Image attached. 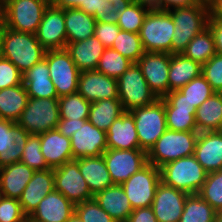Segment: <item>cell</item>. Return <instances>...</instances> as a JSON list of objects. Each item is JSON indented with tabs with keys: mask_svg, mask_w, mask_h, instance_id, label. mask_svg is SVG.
<instances>
[{
	"mask_svg": "<svg viewBox=\"0 0 222 222\" xmlns=\"http://www.w3.org/2000/svg\"><path fill=\"white\" fill-rule=\"evenodd\" d=\"M218 0H198V3L203 6L206 7L207 9H211L212 6L217 2Z\"/></svg>",
	"mask_w": 222,
	"mask_h": 222,
	"instance_id": "obj_60",
	"label": "cell"
},
{
	"mask_svg": "<svg viewBox=\"0 0 222 222\" xmlns=\"http://www.w3.org/2000/svg\"><path fill=\"white\" fill-rule=\"evenodd\" d=\"M66 222H83L82 219L74 212V214Z\"/></svg>",
	"mask_w": 222,
	"mask_h": 222,
	"instance_id": "obj_61",
	"label": "cell"
},
{
	"mask_svg": "<svg viewBox=\"0 0 222 222\" xmlns=\"http://www.w3.org/2000/svg\"><path fill=\"white\" fill-rule=\"evenodd\" d=\"M198 134L167 129L147 153V162L160 169L169 162L194 155Z\"/></svg>",
	"mask_w": 222,
	"mask_h": 222,
	"instance_id": "obj_2",
	"label": "cell"
},
{
	"mask_svg": "<svg viewBox=\"0 0 222 222\" xmlns=\"http://www.w3.org/2000/svg\"><path fill=\"white\" fill-rule=\"evenodd\" d=\"M28 101L24 84L0 90V118L17 123Z\"/></svg>",
	"mask_w": 222,
	"mask_h": 222,
	"instance_id": "obj_32",
	"label": "cell"
},
{
	"mask_svg": "<svg viewBox=\"0 0 222 222\" xmlns=\"http://www.w3.org/2000/svg\"><path fill=\"white\" fill-rule=\"evenodd\" d=\"M168 12L175 25L172 54H181L193 37L207 28L209 9L195 4L189 7H176Z\"/></svg>",
	"mask_w": 222,
	"mask_h": 222,
	"instance_id": "obj_3",
	"label": "cell"
},
{
	"mask_svg": "<svg viewBox=\"0 0 222 222\" xmlns=\"http://www.w3.org/2000/svg\"><path fill=\"white\" fill-rule=\"evenodd\" d=\"M19 199L0 197V222H26Z\"/></svg>",
	"mask_w": 222,
	"mask_h": 222,
	"instance_id": "obj_47",
	"label": "cell"
},
{
	"mask_svg": "<svg viewBox=\"0 0 222 222\" xmlns=\"http://www.w3.org/2000/svg\"><path fill=\"white\" fill-rule=\"evenodd\" d=\"M35 35L38 42L46 51L65 49L67 34L64 9L50 4L44 11L42 21Z\"/></svg>",
	"mask_w": 222,
	"mask_h": 222,
	"instance_id": "obj_15",
	"label": "cell"
},
{
	"mask_svg": "<svg viewBox=\"0 0 222 222\" xmlns=\"http://www.w3.org/2000/svg\"><path fill=\"white\" fill-rule=\"evenodd\" d=\"M26 222H38V221H34V220L30 219L29 217H27Z\"/></svg>",
	"mask_w": 222,
	"mask_h": 222,
	"instance_id": "obj_65",
	"label": "cell"
},
{
	"mask_svg": "<svg viewBox=\"0 0 222 222\" xmlns=\"http://www.w3.org/2000/svg\"><path fill=\"white\" fill-rule=\"evenodd\" d=\"M181 54L200 65H204L216 54L214 38L210 29L207 27L201 33L193 37Z\"/></svg>",
	"mask_w": 222,
	"mask_h": 222,
	"instance_id": "obj_36",
	"label": "cell"
},
{
	"mask_svg": "<svg viewBox=\"0 0 222 222\" xmlns=\"http://www.w3.org/2000/svg\"><path fill=\"white\" fill-rule=\"evenodd\" d=\"M23 84L31 98H59L50 79L46 58L33 65L23 75Z\"/></svg>",
	"mask_w": 222,
	"mask_h": 222,
	"instance_id": "obj_28",
	"label": "cell"
},
{
	"mask_svg": "<svg viewBox=\"0 0 222 222\" xmlns=\"http://www.w3.org/2000/svg\"><path fill=\"white\" fill-rule=\"evenodd\" d=\"M60 120L58 98H31L17 124L30 135L56 129Z\"/></svg>",
	"mask_w": 222,
	"mask_h": 222,
	"instance_id": "obj_7",
	"label": "cell"
},
{
	"mask_svg": "<svg viewBox=\"0 0 222 222\" xmlns=\"http://www.w3.org/2000/svg\"><path fill=\"white\" fill-rule=\"evenodd\" d=\"M93 198L117 222H126L133 211L121 184L111 185L96 193Z\"/></svg>",
	"mask_w": 222,
	"mask_h": 222,
	"instance_id": "obj_27",
	"label": "cell"
},
{
	"mask_svg": "<svg viewBox=\"0 0 222 222\" xmlns=\"http://www.w3.org/2000/svg\"><path fill=\"white\" fill-rule=\"evenodd\" d=\"M107 148L118 150L140 149L134 117L124 112L106 132Z\"/></svg>",
	"mask_w": 222,
	"mask_h": 222,
	"instance_id": "obj_24",
	"label": "cell"
},
{
	"mask_svg": "<svg viewBox=\"0 0 222 222\" xmlns=\"http://www.w3.org/2000/svg\"><path fill=\"white\" fill-rule=\"evenodd\" d=\"M54 189L53 168L35 171L19 198L23 213L29 217L35 211L40 201Z\"/></svg>",
	"mask_w": 222,
	"mask_h": 222,
	"instance_id": "obj_22",
	"label": "cell"
},
{
	"mask_svg": "<svg viewBox=\"0 0 222 222\" xmlns=\"http://www.w3.org/2000/svg\"><path fill=\"white\" fill-rule=\"evenodd\" d=\"M174 22L165 10L151 8L139 31L145 52H164L172 54Z\"/></svg>",
	"mask_w": 222,
	"mask_h": 222,
	"instance_id": "obj_5",
	"label": "cell"
},
{
	"mask_svg": "<svg viewBox=\"0 0 222 222\" xmlns=\"http://www.w3.org/2000/svg\"><path fill=\"white\" fill-rule=\"evenodd\" d=\"M167 128L174 131H197L196 109L165 108Z\"/></svg>",
	"mask_w": 222,
	"mask_h": 222,
	"instance_id": "obj_41",
	"label": "cell"
},
{
	"mask_svg": "<svg viewBox=\"0 0 222 222\" xmlns=\"http://www.w3.org/2000/svg\"><path fill=\"white\" fill-rule=\"evenodd\" d=\"M137 64L149 88L158 98H162L169 93L170 53L145 52Z\"/></svg>",
	"mask_w": 222,
	"mask_h": 222,
	"instance_id": "obj_14",
	"label": "cell"
},
{
	"mask_svg": "<svg viewBox=\"0 0 222 222\" xmlns=\"http://www.w3.org/2000/svg\"><path fill=\"white\" fill-rule=\"evenodd\" d=\"M120 27L112 23L96 22L94 36L106 47L111 48Z\"/></svg>",
	"mask_w": 222,
	"mask_h": 222,
	"instance_id": "obj_50",
	"label": "cell"
},
{
	"mask_svg": "<svg viewBox=\"0 0 222 222\" xmlns=\"http://www.w3.org/2000/svg\"><path fill=\"white\" fill-rule=\"evenodd\" d=\"M29 135L17 123L0 119V168L20 162Z\"/></svg>",
	"mask_w": 222,
	"mask_h": 222,
	"instance_id": "obj_19",
	"label": "cell"
},
{
	"mask_svg": "<svg viewBox=\"0 0 222 222\" xmlns=\"http://www.w3.org/2000/svg\"><path fill=\"white\" fill-rule=\"evenodd\" d=\"M178 91L181 92L185 96V99L196 108L215 93V91L211 88V85L202 75L192 79Z\"/></svg>",
	"mask_w": 222,
	"mask_h": 222,
	"instance_id": "obj_43",
	"label": "cell"
},
{
	"mask_svg": "<svg viewBox=\"0 0 222 222\" xmlns=\"http://www.w3.org/2000/svg\"><path fill=\"white\" fill-rule=\"evenodd\" d=\"M75 212V205L57 190L48 193L29 216L38 222H66Z\"/></svg>",
	"mask_w": 222,
	"mask_h": 222,
	"instance_id": "obj_20",
	"label": "cell"
},
{
	"mask_svg": "<svg viewBox=\"0 0 222 222\" xmlns=\"http://www.w3.org/2000/svg\"><path fill=\"white\" fill-rule=\"evenodd\" d=\"M197 194L216 211L222 209V170L208 173Z\"/></svg>",
	"mask_w": 222,
	"mask_h": 222,
	"instance_id": "obj_42",
	"label": "cell"
},
{
	"mask_svg": "<svg viewBox=\"0 0 222 222\" xmlns=\"http://www.w3.org/2000/svg\"><path fill=\"white\" fill-rule=\"evenodd\" d=\"M86 120L88 119H60L57 125V130L67 138H71L79 126L84 124Z\"/></svg>",
	"mask_w": 222,
	"mask_h": 222,
	"instance_id": "obj_53",
	"label": "cell"
},
{
	"mask_svg": "<svg viewBox=\"0 0 222 222\" xmlns=\"http://www.w3.org/2000/svg\"><path fill=\"white\" fill-rule=\"evenodd\" d=\"M70 144L73 160L101 156L107 149L106 132L86 120L71 136Z\"/></svg>",
	"mask_w": 222,
	"mask_h": 222,
	"instance_id": "obj_16",
	"label": "cell"
},
{
	"mask_svg": "<svg viewBox=\"0 0 222 222\" xmlns=\"http://www.w3.org/2000/svg\"><path fill=\"white\" fill-rule=\"evenodd\" d=\"M55 190L63 194L74 205L93 199V194L79 171V164L69 161L53 169Z\"/></svg>",
	"mask_w": 222,
	"mask_h": 222,
	"instance_id": "obj_12",
	"label": "cell"
},
{
	"mask_svg": "<svg viewBox=\"0 0 222 222\" xmlns=\"http://www.w3.org/2000/svg\"><path fill=\"white\" fill-rule=\"evenodd\" d=\"M80 72L96 70L106 47L95 37L67 43L65 48Z\"/></svg>",
	"mask_w": 222,
	"mask_h": 222,
	"instance_id": "obj_26",
	"label": "cell"
},
{
	"mask_svg": "<svg viewBox=\"0 0 222 222\" xmlns=\"http://www.w3.org/2000/svg\"><path fill=\"white\" fill-rule=\"evenodd\" d=\"M189 195L160 182L151 206L157 222H179Z\"/></svg>",
	"mask_w": 222,
	"mask_h": 222,
	"instance_id": "obj_17",
	"label": "cell"
},
{
	"mask_svg": "<svg viewBox=\"0 0 222 222\" xmlns=\"http://www.w3.org/2000/svg\"><path fill=\"white\" fill-rule=\"evenodd\" d=\"M50 0H5V27L35 34Z\"/></svg>",
	"mask_w": 222,
	"mask_h": 222,
	"instance_id": "obj_9",
	"label": "cell"
},
{
	"mask_svg": "<svg viewBox=\"0 0 222 222\" xmlns=\"http://www.w3.org/2000/svg\"><path fill=\"white\" fill-rule=\"evenodd\" d=\"M5 0H0V29L5 27Z\"/></svg>",
	"mask_w": 222,
	"mask_h": 222,
	"instance_id": "obj_59",
	"label": "cell"
},
{
	"mask_svg": "<svg viewBox=\"0 0 222 222\" xmlns=\"http://www.w3.org/2000/svg\"><path fill=\"white\" fill-rule=\"evenodd\" d=\"M124 112L119 99H104L91 102L88 120L99 130L107 132L111 124Z\"/></svg>",
	"mask_w": 222,
	"mask_h": 222,
	"instance_id": "obj_34",
	"label": "cell"
},
{
	"mask_svg": "<svg viewBox=\"0 0 222 222\" xmlns=\"http://www.w3.org/2000/svg\"><path fill=\"white\" fill-rule=\"evenodd\" d=\"M34 173L35 170L22 162L0 168L1 196L19 199Z\"/></svg>",
	"mask_w": 222,
	"mask_h": 222,
	"instance_id": "obj_25",
	"label": "cell"
},
{
	"mask_svg": "<svg viewBox=\"0 0 222 222\" xmlns=\"http://www.w3.org/2000/svg\"><path fill=\"white\" fill-rule=\"evenodd\" d=\"M216 222H222V209L216 211Z\"/></svg>",
	"mask_w": 222,
	"mask_h": 222,
	"instance_id": "obj_63",
	"label": "cell"
},
{
	"mask_svg": "<svg viewBox=\"0 0 222 222\" xmlns=\"http://www.w3.org/2000/svg\"><path fill=\"white\" fill-rule=\"evenodd\" d=\"M160 173L161 182L188 194H197L208 174L194 155L165 164Z\"/></svg>",
	"mask_w": 222,
	"mask_h": 222,
	"instance_id": "obj_4",
	"label": "cell"
},
{
	"mask_svg": "<svg viewBox=\"0 0 222 222\" xmlns=\"http://www.w3.org/2000/svg\"><path fill=\"white\" fill-rule=\"evenodd\" d=\"M102 0H80V6L77 9L94 16L101 14Z\"/></svg>",
	"mask_w": 222,
	"mask_h": 222,
	"instance_id": "obj_56",
	"label": "cell"
},
{
	"mask_svg": "<svg viewBox=\"0 0 222 222\" xmlns=\"http://www.w3.org/2000/svg\"><path fill=\"white\" fill-rule=\"evenodd\" d=\"M50 4L61 9L78 8L80 0H50Z\"/></svg>",
	"mask_w": 222,
	"mask_h": 222,
	"instance_id": "obj_57",
	"label": "cell"
},
{
	"mask_svg": "<svg viewBox=\"0 0 222 222\" xmlns=\"http://www.w3.org/2000/svg\"><path fill=\"white\" fill-rule=\"evenodd\" d=\"M151 8V6L135 0H126L119 11L117 25L123 31L139 33L144 18Z\"/></svg>",
	"mask_w": 222,
	"mask_h": 222,
	"instance_id": "obj_35",
	"label": "cell"
},
{
	"mask_svg": "<svg viewBox=\"0 0 222 222\" xmlns=\"http://www.w3.org/2000/svg\"><path fill=\"white\" fill-rule=\"evenodd\" d=\"M164 100L165 108H184V109H197L189 101L185 99V96L178 90H174L162 97Z\"/></svg>",
	"mask_w": 222,
	"mask_h": 222,
	"instance_id": "obj_51",
	"label": "cell"
},
{
	"mask_svg": "<svg viewBox=\"0 0 222 222\" xmlns=\"http://www.w3.org/2000/svg\"><path fill=\"white\" fill-rule=\"evenodd\" d=\"M75 213L83 222H117L98 205L94 198L76 204Z\"/></svg>",
	"mask_w": 222,
	"mask_h": 222,
	"instance_id": "obj_45",
	"label": "cell"
},
{
	"mask_svg": "<svg viewBox=\"0 0 222 222\" xmlns=\"http://www.w3.org/2000/svg\"><path fill=\"white\" fill-rule=\"evenodd\" d=\"M118 95L126 112L148 106L158 97L149 88L146 79L137 63L132 65L117 79Z\"/></svg>",
	"mask_w": 222,
	"mask_h": 222,
	"instance_id": "obj_8",
	"label": "cell"
},
{
	"mask_svg": "<svg viewBox=\"0 0 222 222\" xmlns=\"http://www.w3.org/2000/svg\"><path fill=\"white\" fill-rule=\"evenodd\" d=\"M75 161L79 164V171L93 195L114 185L103 155L83 157Z\"/></svg>",
	"mask_w": 222,
	"mask_h": 222,
	"instance_id": "obj_29",
	"label": "cell"
},
{
	"mask_svg": "<svg viewBox=\"0 0 222 222\" xmlns=\"http://www.w3.org/2000/svg\"><path fill=\"white\" fill-rule=\"evenodd\" d=\"M52 80L58 97L78 91L80 71L66 49L50 50L45 53Z\"/></svg>",
	"mask_w": 222,
	"mask_h": 222,
	"instance_id": "obj_11",
	"label": "cell"
},
{
	"mask_svg": "<svg viewBox=\"0 0 222 222\" xmlns=\"http://www.w3.org/2000/svg\"><path fill=\"white\" fill-rule=\"evenodd\" d=\"M111 49L118 51L122 56L133 63H137L145 53L139 33L120 30Z\"/></svg>",
	"mask_w": 222,
	"mask_h": 222,
	"instance_id": "obj_39",
	"label": "cell"
},
{
	"mask_svg": "<svg viewBox=\"0 0 222 222\" xmlns=\"http://www.w3.org/2000/svg\"><path fill=\"white\" fill-rule=\"evenodd\" d=\"M202 65L182 54H170L169 92L179 90L201 75Z\"/></svg>",
	"mask_w": 222,
	"mask_h": 222,
	"instance_id": "obj_30",
	"label": "cell"
},
{
	"mask_svg": "<svg viewBox=\"0 0 222 222\" xmlns=\"http://www.w3.org/2000/svg\"><path fill=\"white\" fill-rule=\"evenodd\" d=\"M207 27L213 35L216 54L222 55V18H209Z\"/></svg>",
	"mask_w": 222,
	"mask_h": 222,
	"instance_id": "obj_52",
	"label": "cell"
},
{
	"mask_svg": "<svg viewBox=\"0 0 222 222\" xmlns=\"http://www.w3.org/2000/svg\"><path fill=\"white\" fill-rule=\"evenodd\" d=\"M132 63V61L122 56L118 51L106 48L98 62L96 71L111 78L118 79Z\"/></svg>",
	"mask_w": 222,
	"mask_h": 222,
	"instance_id": "obj_40",
	"label": "cell"
},
{
	"mask_svg": "<svg viewBox=\"0 0 222 222\" xmlns=\"http://www.w3.org/2000/svg\"><path fill=\"white\" fill-rule=\"evenodd\" d=\"M195 121L198 132L222 131V94L213 93L197 109Z\"/></svg>",
	"mask_w": 222,
	"mask_h": 222,
	"instance_id": "obj_33",
	"label": "cell"
},
{
	"mask_svg": "<svg viewBox=\"0 0 222 222\" xmlns=\"http://www.w3.org/2000/svg\"><path fill=\"white\" fill-rule=\"evenodd\" d=\"M67 43L83 41L94 36L96 20L77 8L64 9Z\"/></svg>",
	"mask_w": 222,
	"mask_h": 222,
	"instance_id": "obj_31",
	"label": "cell"
},
{
	"mask_svg": "<svg viewBox=\"0 0 222 222\" xmlns=\"http://www.w3.org/2000/svg\"><path fill=\"white\" fill-rule=\"evenodd\" d=\"M160 182V169L147 163L128 180L121 183V186L134 210L152 206L156 189Z\"/></svg>",
	"mask_w": 222,
	"mask_h": 222,
	"instance_id": "obj_10",
	"label": "cell"
},
{
	"mask_svg": "<svg viewBox=\"0 0 222 222\" xmlns=\"http://www.w3.org/2000/svg\"><path fill=\"white\" fill-rule=\"evenodd\" d=\"M135 1L147 4V5L151 6L152 8H154V1L155 0H135Z\"/></svg>",
	"mask_w": 222,
	"mask_h": 222,
	"instance_id": "obj_62",
	"label": "cell"
},
{
	"mask_svg": "<svg viewBox=\"0 0 222 222\" xmlns=\"http://www.w3.org/2000/svg\"><path fill=\"white\" fill-rule=\"evenodd\" d=\"M179 222H216V210L198 194H190Z\"/></svg>",
	"mask_w": 222,
	"mask_h": 222,
	"instance_id": "obj_37",
	"label": "cell"
},
{
	"mask_svg": "<svg viewBox=\"0 0 222 222\" xmlns=\"http://www.w3.org/2000/svg\"><path fill=\"white\" fill-rule=\"evenodd\" d=\"M58 101L60 119H88L91 102L78 92L61 96Z\"/></svg>",
	"mask_w": 222,
	"mask_h": 222,
	"instance_id": "obj_38",
	"label": "cell"
},
{
	"mask_svg": "<svg viewBox=\"0 0 222 222\" xmlns=\"http://www.w3.org/2000/svg\"><path fill=\"white\" fill-rule=\"evenodd\" d=\"M209 18H222V0H218L209 10Z\"/></svg>",
	"mask_w": 222,
	"mask_h": 222,
	"instance_id": "obj_58",
	"label": "cell"
},
{
	"mask_svg": "<svg viewBox=\"0 0 222 222\" xmlns=\"http://www.w3.org/2000/svg\"><path fill=\"white\" fill-rule=\"evenodd\" d=\"M194 156L207 173L222 170V131L199 132Z\"/></svg>",
	"mask_w": 222,
	"mask_h": 222,
	"instance_id": "obj_21",
	"label": "cell"
},
{
	"mask_svg": "<svg viewBox=\"0 0 222 222\" xmlns=\"http://www.w3.org/2000/svg\"><path fill=\"white\" fill-rule=\"evenodd\" d=\"M45 53L35 34L3 28L1 56L11 61L22 74L44 59Z\"/></svg>",
	"mask_w": 222,
	"mask_h": 222,
	"instance_id": "obj_1",
	"label": "cell"
},
{
	"mask_svg": "<svg viewBox=\"0 0 222 222\" xmlns=\"http://www.w3.org/2000/svg\"><path fill=\"white\" fill-rule=\"evenodd\" d=\"M20 162L35 171L50 169L41 152L39 135H29Z\"/></svg>",
	"mask_w": 222,
	"mask_h": 222,
	"instance_id": "obj_44",
	"label": "cell"
},
{
	"mask_svg": "<svg viewBox=\"0 0 222 222\" xmlns=\"http://www.w3.org/2000/svg\"><path fill=\"white\" fill-rule=\"evenodd\" d=\"M39 136L41 152L50 168L54 169L73 160L70 138L61 134L57 128Z\"/></svg>",
	"mask_w": 222,
	"mask_h": 222,
	"instance_id": "obj_23",
	"label": "cell"
},
{
	"mask_svg": "<svg viewBox=\"0 0 222 222\" xmlns=\"http://www.w3.org/2000/svg\"><path fill=\"white\" fill-rule=\"evenodd\" d=\"M22 75L11 61L0 56V90L23 84Z\"/></svg>",
	"mask_w": 222,
	"mask_h": 222,
	"instance_id": "obj_48",
	"label": "cell"
},
{
	"mask_svg": "<svg viewBox=\"0 0 222 222\" xmlns=\"http://www.w3.org/2000/svg\"><path fill=\"white\" fill-rule=\"evenodd\" d=\"M126 0H102L101 14L93 17L96 22L116 24L119 18V11Z\"/></svg>",
	"mask_w": 222,
	"mask_h": 222,
	"instance_id": "obj_49",
	"label": "cell"
},
{
	"mask_svg": "<svg viewBox=\"0 0 222 222\" xmlns=\"http://www.w3.org/2000/svg\"><path fill=\"white\" fill-rule=\"evenodd\" d=\"M2 36H3V29H0V56L2 52Z\"/></svg>",
	"mask_w": 222,
	"mask_h": 222,
	"instance_id": "obj_64",
	"label": "cell"
},
{
	"mask_svg": "<svg viewBox=\"0 0 222 222\" xmlns=\"http://www.w3.org/2000/svg\"><path fill=\"white\" fill-rule=\"evenodd\" d=\"M201 75L215 92L222 91V55L215 54L204 65Z\"/></svg>",
	"mask_w": 222,
	"mask_h": 222,
	"instance_id": "obj_46",
	"label": "cell"
},
{
	"mask_svg": "<svg viewBox=\"0 0 222 222\" xmlns=\"http://www.w3.org/2000/svg\"><path fill=\"white\" fill-rule=\"evenodd\" d=\"M77 92L89 102L119 99L117 79L96 70L80 73Z\"/></svg>",
	"mask_w": 222,
	"mask_h": 222,
	"instance_id": "obj_18",
	"label": "cell"
},
{
	"mask_svg": "<svg viewBox=\"0 0 222 222\" xmlns=\"http://www.w3.org/2000/svg\"><path fill=\"white\" fill-rule=\"evenodd\" d=\"M126 222H157L152 207L134 209Z\"/></svg>",
	"mask_w": 222,
	"mask_h": 222,
	"instance_id": "obj_54",
	"label": "cell"
},
{
	"mask_svg": "<svg viewBox=\"0 0 222 222\" xmlns=\"http://www.w3.org/2000/svg\"><path fill=\"white\" fill-rule=\"evenodd\" d=\"M102 155L114 184H121L128 180L148 163L147 153L141 149L107 148Z\"/></svg>",
	"mask_w": 222,
	"mask_h": 222,
	"instance_id": "obj_13",
	"label": "cell"
},
{
	"mask_svg": "<svg viewBox=\"0 0 222 222\" xmlns=\"http://www.w3.org/2000/svg\"><path fill=\"white\" fill-rule=\"evenodd\" d=\"M134 117L140 149L146 153L168 129L164 100L158 98L154 103L130 111Z\"/></svg>",
	"mask_w": 222,
	"mask_h": 222,
	"instance_id": "obj_6",
	"label": "cell"
},
{
	"mask_svg": "<svg viewBox=\"0 0 222 222\" xmlns=\"http://www.w3.org/2000/svg\"><path fill=\"white\" fill-rule=\"evenodd\" d=\"M199 4L198 0H155L154 9L169 11L176 7H189Z\"/></svg>",
	"mask_w": 222,
	"mask_h": 222,
	"instance_id": "obj_55",
	"label": "cell"
}]
</instances>
